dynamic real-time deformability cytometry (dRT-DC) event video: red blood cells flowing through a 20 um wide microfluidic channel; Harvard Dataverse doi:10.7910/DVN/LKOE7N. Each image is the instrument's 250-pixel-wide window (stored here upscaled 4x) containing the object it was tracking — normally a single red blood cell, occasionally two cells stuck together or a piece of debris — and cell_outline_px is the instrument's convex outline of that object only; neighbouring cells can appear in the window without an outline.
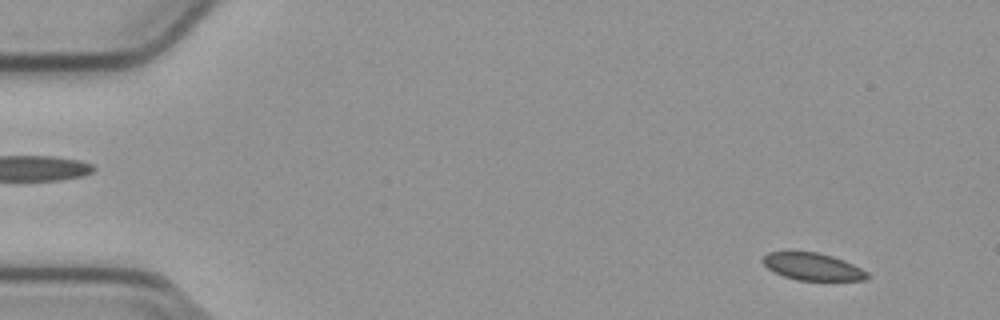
{"species": "common noctule bat (a hibernating species)", "species_latin": "Nyctalus noctula", "temperature_condition": "cold", "stored_images_in_passage": 54, "camera_frame_rate_fps": 3000, "um_per_image_px": 0.085, "animal": {"sex": "male", "body_mass_g": 23.1, "forearm_length_mm": 52.7}, "frame": {"image": 1, "passage_image": 4, "time_ms": 1.0, "image_size_px": [1000, 320], "cell_outline_px": [[868, 280], [796, 280], [772, 272], [760, 260], [768, 252], [816, 252], [832, 256], [844, 260], [868, 272]], "centroid_in_image_um": [69.05, 22.67], "position_along_channel_um": 15.9, "area_um2": 16.53}}
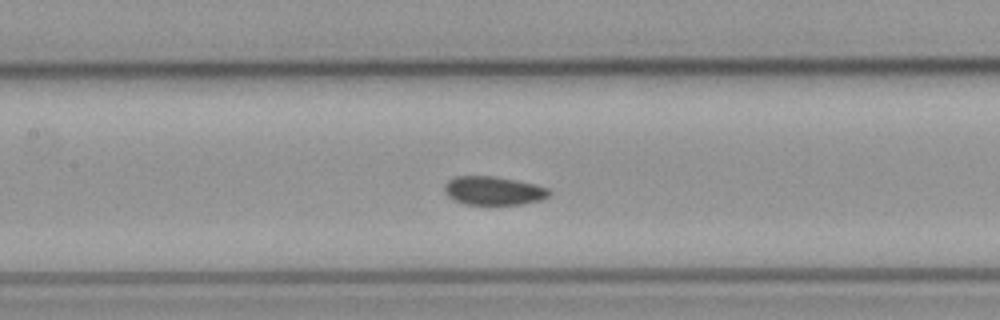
{"frame": {"image": 2, "passage_image": 25, "time_ms": 8.0, "image_size_px": [1000, 320], "cell_outline_px": [[552, 192], [548, 196], [540, 200], [520, 204], [464, 204], [448, 196], [444, 192], [444, 184], [448, 180], [456, 176], [492, 176], [516, 180], [536, 184], [548, 188]], "centroid_in_image_um": [41.94, 16.2], "position_along_channel_um": 165.5, "area_um2": 17.4}}
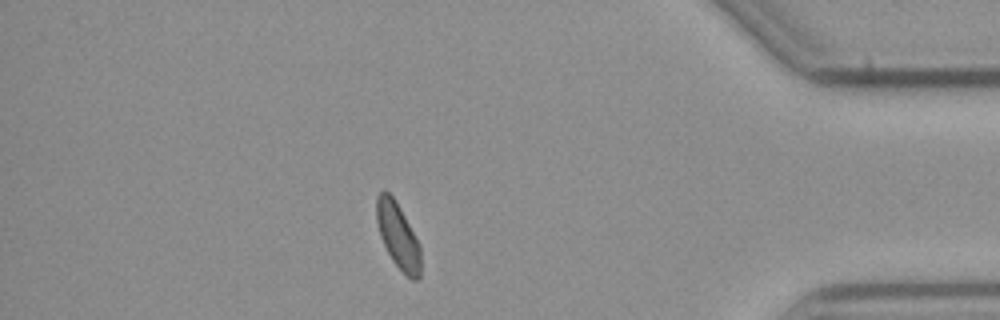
{"frame": {"image": 3, "passage_image": 47, "time_ms": 15.333, "image_size_px": [1000, 320], "cell_outline_px": [[420, 276], [416, 280], [412, 280], [392, 260], [380, 236], [376, 220], [376, 196], [384, 188], [392, 196], [400, 208], [420, 244]], "centroid_in_image_um": [33.81, 20.0], "position_along_channel_um": 401.4, "area_um2": 16.7}, "authors_computed_cell_mechanics": {"area_um2": 17.5134, "velocity_mm_per_s": 3.7676, "shape_relaxation_time_tau1_ms": null, "shape_relaxation_time_tau2_ms": 7.5243, "deformation_change_tau1": null, "deformation_change_tau2": 0.0684}}